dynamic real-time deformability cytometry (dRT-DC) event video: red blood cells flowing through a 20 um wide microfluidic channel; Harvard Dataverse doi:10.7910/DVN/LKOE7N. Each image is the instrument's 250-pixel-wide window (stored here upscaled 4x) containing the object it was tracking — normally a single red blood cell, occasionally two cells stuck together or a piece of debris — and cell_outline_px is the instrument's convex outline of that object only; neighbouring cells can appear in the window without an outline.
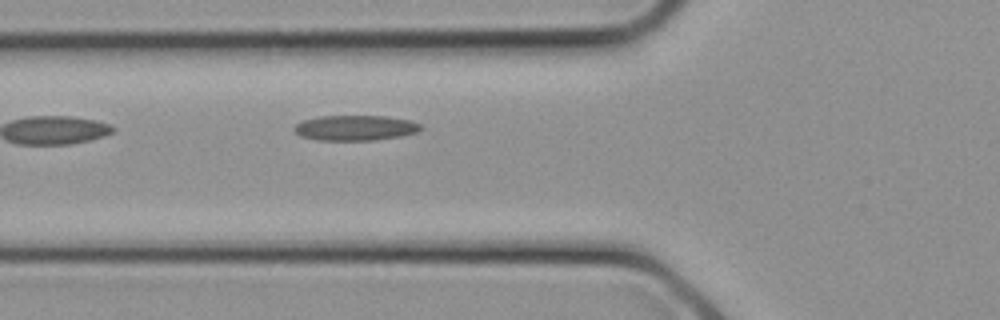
{"species": "common noctule bat (a hibernating species)", "species_latin": "Nyctalus noctula", "temperature_condition": "cold", "stored_images_in_passage": 3, "camera_frame_rate_fps": 3000, "um_per_image_px": 0.085, "animal": {"sex": "female", "body_mass_g": 21.9}, "frame": {"image": 1, "passage_image": 3, "time_ms": 0.667, "image_size_px": [1000, 320], "cell_outline_px": [[420, 128], [416, 132], [400, 136], [376, 140], [316, 140], [300, 136], [292, 128], [296, 124], [304, 120], [320, 116], [384, 116], [408, 120], [420, 124]], "centroid_in_image_um": [30.15, 10.87], "position_along_channel_um": 95.7, "area_um2": 18.44}}